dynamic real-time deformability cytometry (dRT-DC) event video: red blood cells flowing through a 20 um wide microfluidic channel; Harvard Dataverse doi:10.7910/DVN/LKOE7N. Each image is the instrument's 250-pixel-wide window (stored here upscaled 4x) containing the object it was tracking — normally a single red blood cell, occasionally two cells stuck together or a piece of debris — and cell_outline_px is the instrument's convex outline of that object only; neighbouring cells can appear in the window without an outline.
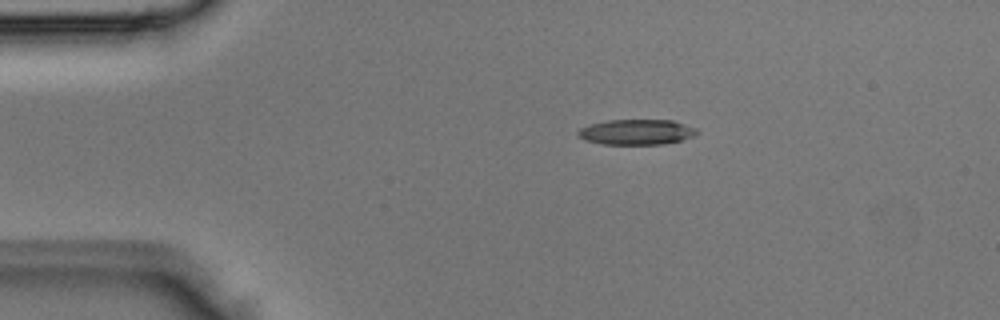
{"species": "Egyptian fruit bat (a non-hibernating species)", "species_latin": "Rousettus aegyptiacus", "temperature_condition": "room temperature", "stored_images_in_passage": 3, "camera_frame_rate_fps": 3000, "um_per_image_px": 0.085, "animal": {"sex": "male"}, "frame": {"image": 1, "passage_image": 2, "time_ms": 0.333, "image_size_px": [1000, 320], "cell_outline_px": [[700, 132], [692, 136], [680, 140], [664, 144], [604, 144], [584, 140], [576, 132], [580, 128], [592, 124], [608, 120], [672, 120], [696, 128]], "centroid_in_image_um": [54.11, 11.22], "position_along_channel_um": 30.9, "area_um2": 17.4}}